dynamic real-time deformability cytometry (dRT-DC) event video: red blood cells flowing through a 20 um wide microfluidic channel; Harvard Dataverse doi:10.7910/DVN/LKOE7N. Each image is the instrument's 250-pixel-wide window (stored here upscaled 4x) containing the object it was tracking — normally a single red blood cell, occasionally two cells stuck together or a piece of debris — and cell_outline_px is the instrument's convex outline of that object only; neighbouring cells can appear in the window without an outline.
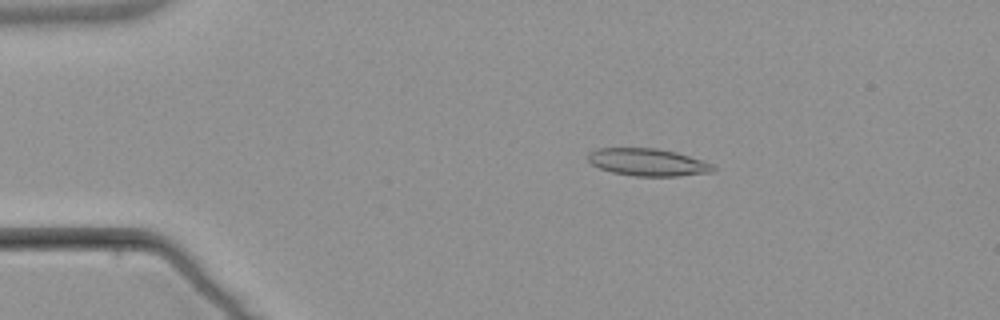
{"species": "common noctule bat (a hibernating species)", "species_latin": "Nyctalus noctula", "temperature_condition": "warm", "stored_images_in_passage": 4, "camera_frame_rate_fps": 3000, "um_per_image_px": 0.085, "animal": {"sex": "male", "body_mass_g": 21.5, "forearm_length_mm": 52.0}, "frame": {"image": 1, "passage_image": 1, "time_ms": 0.0, "image_size_px": [1000, 320], "cell_outline_px": [[716, 168], [712, 172], [676, 176], [636, 176], [612, 172], [600, 168], [592, 164], [588, 160], [588, 152], [596, 148], [656, 148], [676, 152], [712, 164]], "centroid_in_image_um": [55.03, 13.78], "position_along_channel_um": 30.0, "area_um2": 19.83}}
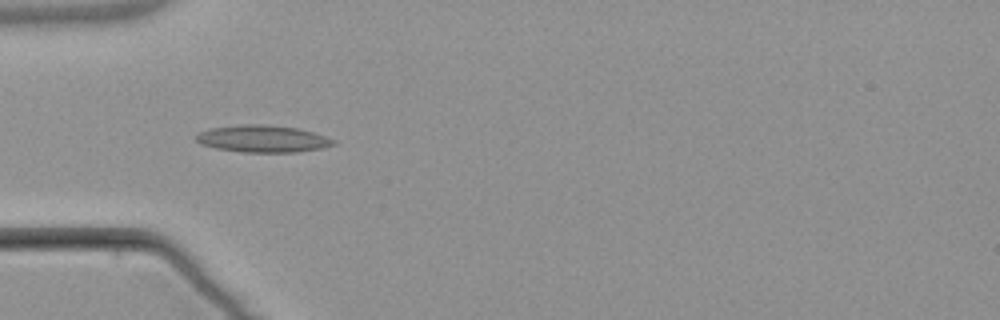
{"frame": {"image": 2, "passage_image": 3, "time_ms": 2.333, "image_size_px": [1000, 320], "cell_outline_px": [[336, 144], [320, 148], [296, 152], [240, 152], [216, 148], [200, 144], [196, 140], [196, 132], [208, 128], [240, 124], [260, 124], [296, 128], [312, 132], [336, 140]], "centroid_in_image_um": [22.26, 11.79], "position_along_channel_um": 62.7, "area_um2": 21.68}}
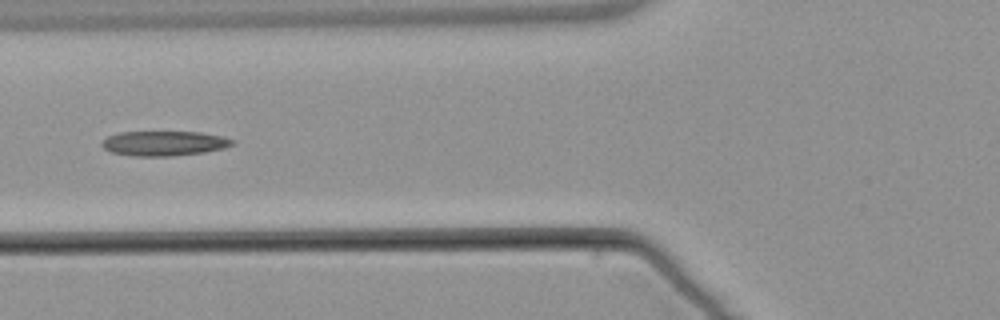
{"frame": {"image": 3, "passage_image": 4, "time_ms": 3.667, "image_size_px": [1000, 320], "cell_outline_px": [[236, 140], [232, 144], [224, 148], [204, 152], [172, 156], [132, 156], [112, 152], [104, 148], [100, 144], [108, 136], [120, 132], [200, 132], [224, 136]], "centroid_in_image_um": [13.97, 12.18], "position_along_channel_um": 111.8, "area_um2": 18.84}}